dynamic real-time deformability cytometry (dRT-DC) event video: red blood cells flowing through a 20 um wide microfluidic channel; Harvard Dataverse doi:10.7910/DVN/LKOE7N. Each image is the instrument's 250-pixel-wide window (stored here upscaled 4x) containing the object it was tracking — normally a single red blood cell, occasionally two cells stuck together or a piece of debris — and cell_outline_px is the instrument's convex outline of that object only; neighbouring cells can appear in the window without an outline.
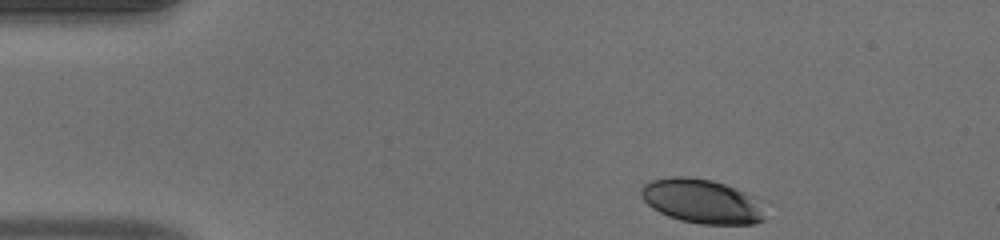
{"species": "human", "species_latin": "Homo sapiens", "temperature_condition": "warm", "stored_images_in_passage": 44, "camera_frame_rate_fps": 3000, "um_per_image_px": 0.085, "donor": {"sex": "male"}, "frame": {"image": 1, "passage_image": 1, "time_ms": 0.0, "image_size_px": [1000, 240], "cell_outline_px": [[764, 220], [752, 224], [700, 224], [680, 220], [668, 216], [652, 208], [640, 196], [640, 188], [644, 184], [652, 180], [672, 176], [688, 176], [712, 180], [736, 188], [752, 196]], "centroid_in_image_um": [59.55, 17.09], "position_along_channel_um": 25.5, "area_um2": 31.44}}
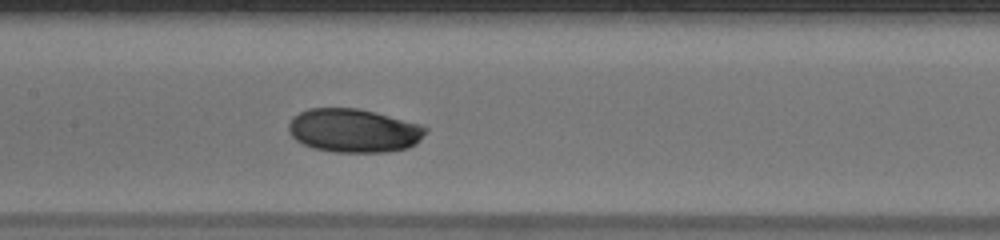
{"frame": {"image": 2, "passage_image": 18, "time_ms": 5.667, "image_size_px": [1000, 240], "cell_outline_px": [[428, 128], [420, 140], [416, 144], [408, 148], [388, 152], [336, 152], [312, 148], [296, 140], [288, 132], [288, 124], [292, 116], [308, 108], [360, 108], [376, 112], [420, 124]], "centroid_in_image_um": [30.06, 11.09], "position_along_channel_um": 177.3, "area_um2": 35.08}}
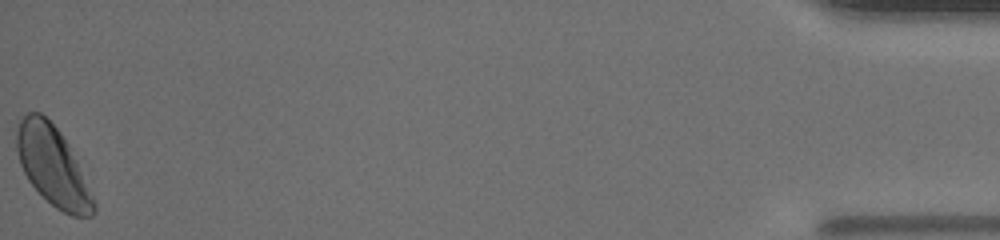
{"frame": {"image": 3, "passage_image": 44, "time_ms": 14.333, "image_size_px": [1000, 240], "cell_outline_px": [[96, 212], [92, 216], [72, 216], [56, 208], [28, 180], [20, 164], [16, 148], [16, 132], [20, 120], [28, 112], [40, 112], [60, 132], [68, 144], [76, 160], [96, 204]], "centroid_in_image_um": [4.47, 14.11], "position_along_channel_um": 430.7, "area_um2": 34.85}, "authors_computed_cell_mechanics": {"area_um2": 34.4488, "velocity_mm_per_s": 4.0623, "shape_relaxation_time_tau1_ms": 2.1398, "shape_relaxation_time_tau2_ms": null, "deformation_change_tau1": 0.0735, "deformation_change_tau2": null}}